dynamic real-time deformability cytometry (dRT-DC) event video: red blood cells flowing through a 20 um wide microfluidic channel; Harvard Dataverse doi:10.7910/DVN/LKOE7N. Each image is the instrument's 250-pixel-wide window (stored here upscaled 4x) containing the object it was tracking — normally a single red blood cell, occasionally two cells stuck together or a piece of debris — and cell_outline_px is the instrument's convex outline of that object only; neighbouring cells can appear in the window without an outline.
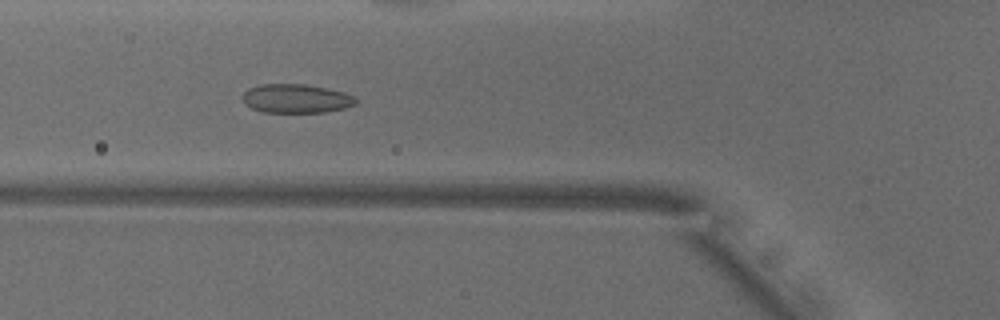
{"species": "common noctule bat (a hibernating species)", "species_latin": "Nyctalus noctula", "temperature_condition": "warm", "stored_images_in_passage": 25, "camera_frame_rate_fps": 3000, "um_per_image_px": 0.085, "animal": {"sex": "male", "body_mass_g": 18.8}, "frame": {"image": 1, "passage_image": 3, "time_ms": 0.667, "image_size_px": [1000, 320], "cell_outline_px": [[356, 104], [344, 108], [324, 112], [264, 112], [252, 108], [244, 104], [244, 92], [248, 88], [260, 84], [304, 84], [328, 88], [344, 92], [356, 96]], "centroid_in_image_um": [25.19, 8.37], "position_along_channel_um": 100.6, "area_um2": 19.07}}
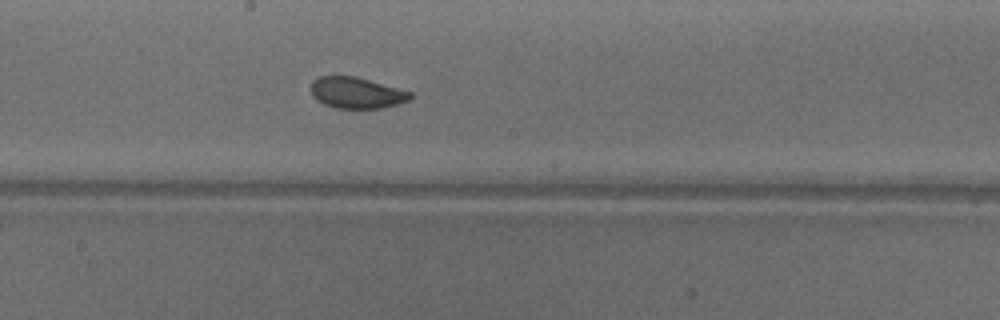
{"frame": {"image": 2, "passage_image": 12, "time_ms": 3.667, "image_size_px": [1000, 320], "cell_outline_px": [[412, 96], [408, 100], [396, 104], [380, 108], [336, 108], [324, 104], [316, 100], [312, 96], [312, 80], [320, 76], [356, 76], [412, 92]], "centroid_in_image_um": [30.28, 7.88], "position_along_channel_um": 217.9, "area_um2": 17.92}}
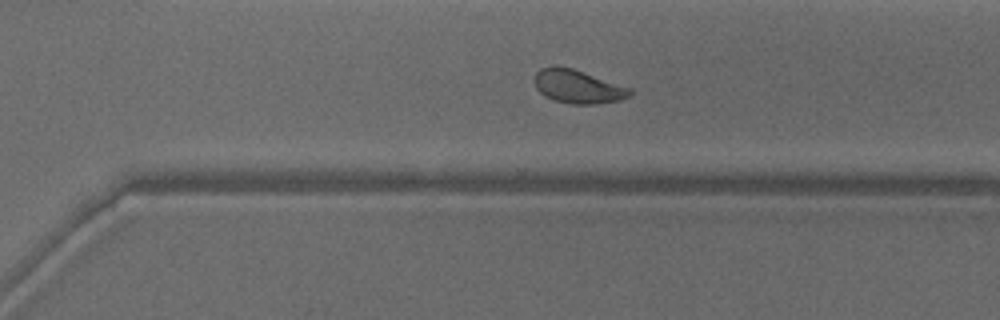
{"frame": {"image": 3, "passage_image": 20, "time_ms": 6.333, "image_size_px": [1000, 320], "cell_outline_px": [[632, 92], [628, 96], [620, 100], [596, 104], [572, 104], [556, 100], [540, 92], [536, 88], [536, 72], [540, 68], [572, 68], [632, 88]], "centroid_in_image_um": [49.18, 7.38], "position_along_channel_um": 321.4, "area_um2": 18.03}}